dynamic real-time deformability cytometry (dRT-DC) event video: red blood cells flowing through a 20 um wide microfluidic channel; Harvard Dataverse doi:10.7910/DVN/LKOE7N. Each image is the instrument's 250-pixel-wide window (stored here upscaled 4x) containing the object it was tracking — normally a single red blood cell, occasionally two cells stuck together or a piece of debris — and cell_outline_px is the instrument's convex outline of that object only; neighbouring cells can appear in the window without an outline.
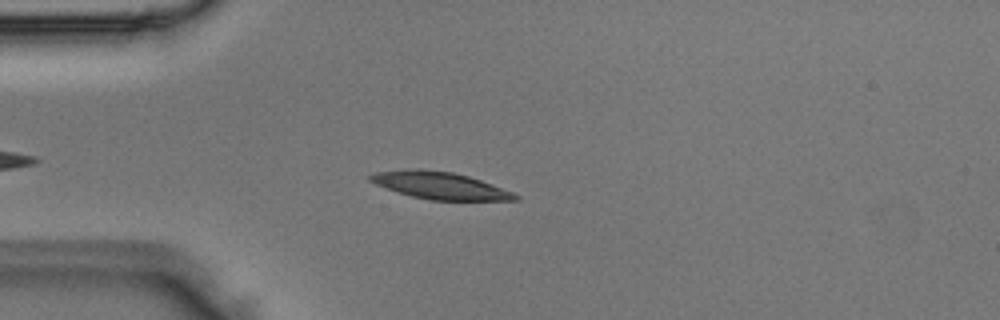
{"species": "Egyptian fruit bat (a non-hibernating species)", "species_latin": "Rousettus aegyptiacus", "temperature_condition": "room temperature", "stored_images_in_passage": 2, "camera_frame_rate_fps": 3000, "um_per_image_px": 0.085, "animal": {"sex": "male"}, "frame": {"image": 1, "passage_image": 1, "time_ms": 0.0, "image_size_px": [1000, 320], "cell_outline_px": [[520, 200], [428, 200], [396, 192], [376, 184], [368, 180], [368, 176], [376, 172], [404, 168], [420, 168], [452, 172], [468, 176], [492, 184], [512, 192], [520, 196]], "centroid_in_image_um": [37.35, 15.76], "position_along_channel_um": 47.6, "area_um2": 23.06}}